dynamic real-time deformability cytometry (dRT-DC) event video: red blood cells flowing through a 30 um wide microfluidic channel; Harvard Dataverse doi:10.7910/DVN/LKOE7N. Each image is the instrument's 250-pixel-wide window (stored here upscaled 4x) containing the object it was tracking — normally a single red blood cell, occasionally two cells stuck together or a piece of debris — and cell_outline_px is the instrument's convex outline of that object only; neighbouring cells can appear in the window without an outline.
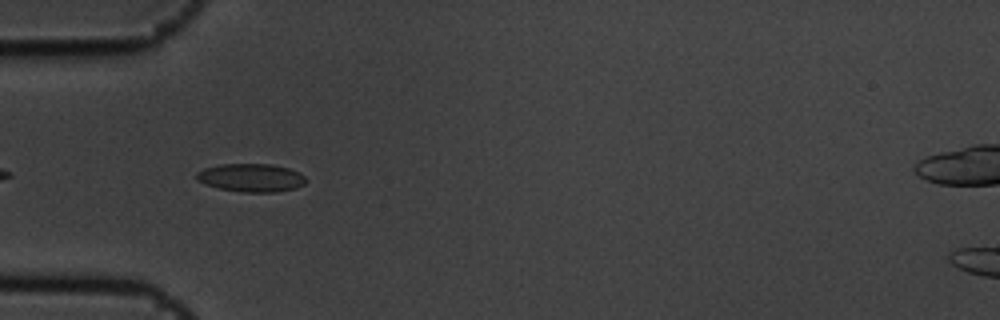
{"species": "common noctule bat (a hibernating species)", "species_latin": "Nyctalus noctula", "temperature_condition": "cold", "stored_images_in_passage": 2, "camera_frame_rate_fps": 3000, "um_per_image_px": 0.085, "animal": {"sex": "male", "body_mass_g": 19.5, "forearm_length_mm": 54.6}, "frame": {"image": 1, "passage_image": 1, "time_ms": 0.0, "image_size_px": [1000, 320], "cell_outline_px": [[304, 184], [296, 188], [276, 192], [240, 192], [220, 188], [204, 184], [196, 180], [196, 172], [204, 168], [220, 164], [272, 164], [288, 168], [300, 172], [304, 176]], "centroid_in_image_um": [21.32, 15.1], "position_along_channel_um": 63.7, "area_um2": 18.03}}
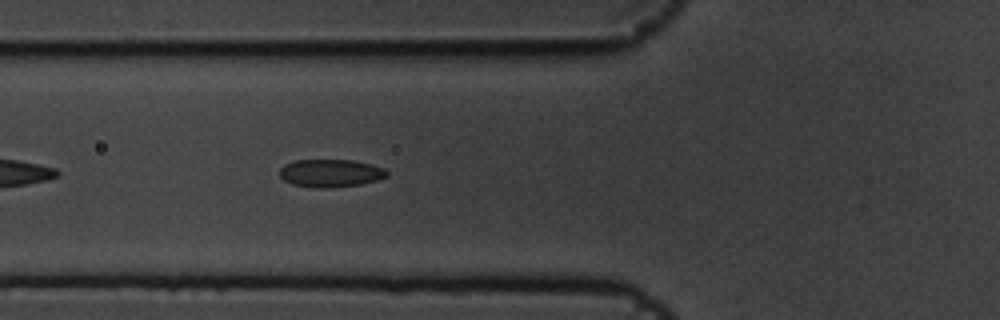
{"frame": {"image": 2, "passage_image": 2, "time_ms": 0.333, "image_size_px": [1000, 320], "cell_outline_px": [[388, 176], [376, 180], [360, 184], [324, 188], [320, 188], [292, 184], [284, 180], [280, 176], [280, 168], [284, 164], [296, 160], [352, 160], [372, 164], [384, 168], [388, 172]], "centroid_in_image_um": [28.1, 14.7], "position_along_channel_um": 97.7, "area_um2": 17.28}}